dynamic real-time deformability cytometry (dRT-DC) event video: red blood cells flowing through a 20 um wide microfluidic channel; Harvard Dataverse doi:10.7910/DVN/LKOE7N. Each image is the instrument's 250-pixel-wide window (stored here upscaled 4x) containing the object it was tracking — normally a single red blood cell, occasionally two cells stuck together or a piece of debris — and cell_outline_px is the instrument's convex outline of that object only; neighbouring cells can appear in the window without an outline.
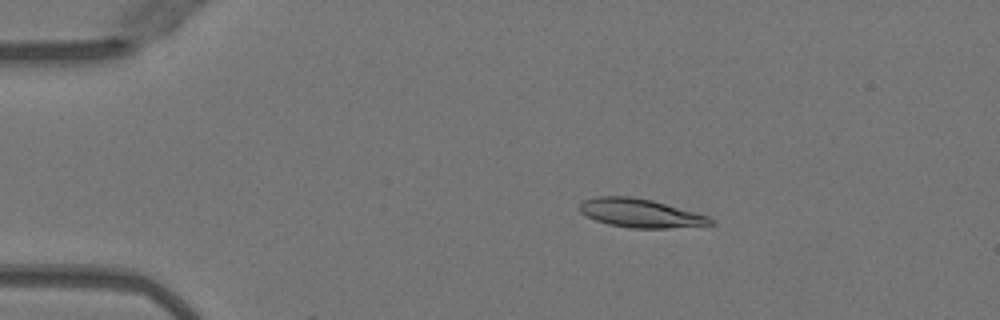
{"species": "Egyptian fruit bat (a non-hibernating species)", "species_latin": "Rousettus aegyptiacus", "temperature_condition": "warm", "stored_images_in_passage": 3, "camera_frame_rate_fps": 3000, "um_per_image_px": 0.085, "animal": {"sex": "female"}, "frame": {"image": 1, "passage_image": 2, "time_ms": 0.333, "image_size_px": [1000, 320], "cell_outline_px": [[716, 224], [668, 228], [632, 228], [608, 224], [596, 220], [580, 212], [580, 204], [584, 200], [596, 196], [632, 196], [652, 200], [708, 216]], "centroid_in_image_um": [54.42, 18.11], "position_along_channel_um": 30.6, "area_um2": 21.62}}